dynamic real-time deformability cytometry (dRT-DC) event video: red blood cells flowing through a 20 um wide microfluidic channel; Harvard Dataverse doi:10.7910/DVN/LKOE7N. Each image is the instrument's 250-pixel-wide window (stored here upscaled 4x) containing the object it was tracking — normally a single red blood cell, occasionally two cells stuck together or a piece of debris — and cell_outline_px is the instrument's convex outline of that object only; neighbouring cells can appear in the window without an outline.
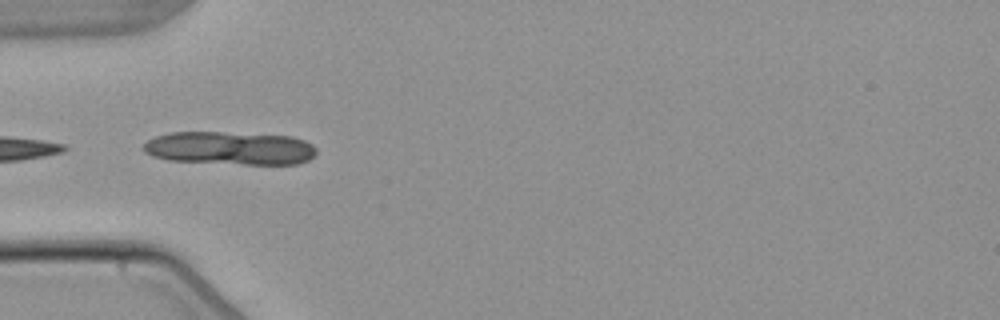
{"species": "common noctule bat (a hibernating species)", "species_latin": "Nyctalus noctula", "temperature_condition": "warm", "stored_images_in_passage": 6, "camera_frame_rate_fps": 3000, "um_per_image_px": 0.085, "animal": {"sex": "male", "body_mass_g": 21.5, "forearm_length_mm": 52.0}, "frame": {"image": 1, "passage_image": 5, "time_ms": 4.667, "image_size_px": [1000, 320], "cell_outline_px": [[316, 152], [308, 160], [296, 164], [244, 164], [168, 160], [152, 156], [144, 152], [144, 144], [148, 140], [156, 136], [168, 132], [220, 132], [292, 136], [304, 140], [312, 144], [316, 148]], "centroid_in_image_um": [19.54, 12.59], "position_along_channel_um": 65.5, "area_um2": 33.41}}